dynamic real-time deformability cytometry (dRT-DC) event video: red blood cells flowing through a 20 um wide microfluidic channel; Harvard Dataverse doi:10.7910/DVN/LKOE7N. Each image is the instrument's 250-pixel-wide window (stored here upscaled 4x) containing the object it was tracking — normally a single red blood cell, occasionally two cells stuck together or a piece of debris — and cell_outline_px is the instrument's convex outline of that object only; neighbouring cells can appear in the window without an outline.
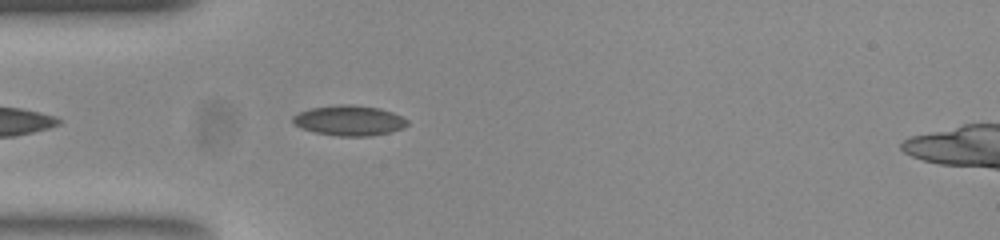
{"species": "common noctule bat (a hibernating species)", "species_latin": "Nyctalus noctula", "temperature_condition": "room temperature", "stored_images_in_passage": 11, "camera_frame_rate_fps": 3000, "um_per_image_px": 0.085, "animal": {"sex": "female", "body_mass_g": 23.0, "forearm_length_mm": 53.4}, "frame": {"image": 1, "passage_image": 4, "time_ms": 1.0, "image_size_px": [1000, 240], "cell_outline_px": [[408, 124], [404, 128], [372, 136], [336, 136], [316, 132], [300, 128], [292, 124], [292, 116], [300, 112], [312, 108], [340, 104], [352, 104], [380, 108], [392, 112], [408, 120]], "centroid_in_image_um": [29.67, 10.24], "position_along_channel_um": 55.3, "area_um2": 20.23}}
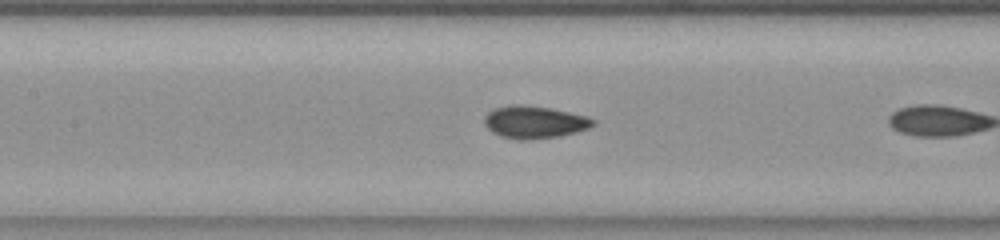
{"frame": {"image": 2, "passage_image": 10, "time_ms": 3.0, "image_size_px": [1000, 240], "cell_outline_px": [[596, 124], [588, 128], [576, 132], [556, 136], [504, 136], [492, 132], [484, 124], [484, 116], [488, 112], [496, 108], [512, 104], [524, 104], [552, 108], [588, 116], [596, 120]], "centroid_in_image_um": [45.47, 10.3], "position_along_channel_um": 161.9, "area_um2": 19.71}}